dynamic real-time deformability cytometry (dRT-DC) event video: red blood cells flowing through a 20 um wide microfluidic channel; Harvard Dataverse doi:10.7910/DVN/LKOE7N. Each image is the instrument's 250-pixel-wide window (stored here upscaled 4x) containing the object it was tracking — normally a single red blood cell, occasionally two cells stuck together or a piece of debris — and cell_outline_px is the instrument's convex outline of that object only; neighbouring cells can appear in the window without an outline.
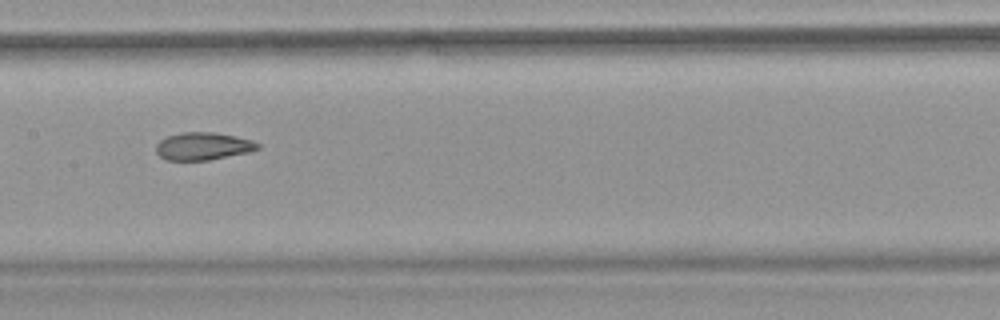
{"species": "common noctule bat (a hibernating species)", "species_latin": "Nyctalus noctula", "temperature_condition": "warm", "stored_images_in_passage": 11, "camera_frame_rate_fps": 3000, "um_per_image_px": 0.085, "animal": {"sex": "female", "body_mass_g": 18.4}, "frame": {"image": 1, "passage_image": 10, "time_ms": 3.0, "image_size_px": [1000, 320], "cell_outline_px": [[260, 148], [248, 152], [208, 160], [164, 160], [156, 152], [156, 144], [160, 140], [168, 136], [180, 132], [212, 132], [236, 136], [252, 140], [260, 144]], "centroid_in_image_um": [17.24, 12.42], "position_along_channel_um": 190.2, "area_um2": 16.36}}